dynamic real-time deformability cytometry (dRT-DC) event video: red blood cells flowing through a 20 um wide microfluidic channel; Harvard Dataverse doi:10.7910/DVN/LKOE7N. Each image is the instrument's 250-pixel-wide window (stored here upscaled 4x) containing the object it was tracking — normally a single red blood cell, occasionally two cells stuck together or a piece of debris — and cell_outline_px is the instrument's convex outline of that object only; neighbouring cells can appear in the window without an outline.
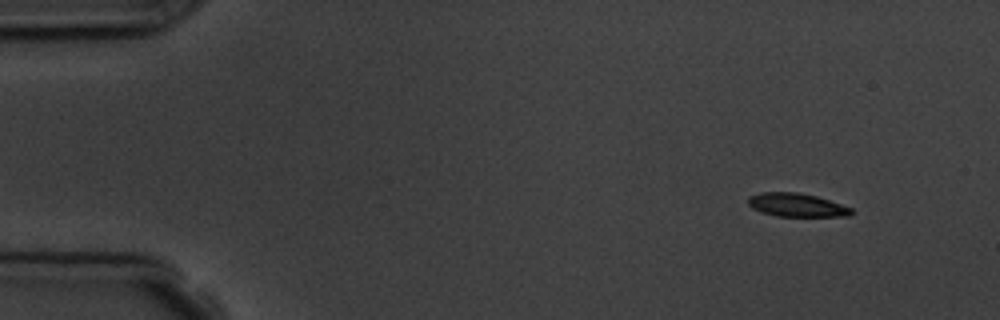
{"species": "common noctule bat (a hibernating species)", "species_latin": "Nyctalus noctula", "temperature_condition": "room temperature", "stored_images_in_passage": 10, "camera_frame_rate_fps": 3000, "um_per_image_px": 0.085, "animal": {"sex": "male", "body_mass_g": 19.5, "forearm_length_mm": 54.6}, "frame": {"image": 1, "passage_image": 1, "time_ms": 0.0, "image_size_px": [1000, 320], "cell_outline_px": [[852, 212], [848, 216], [776, 216], [760, 212], [752, 208], [748, 204], [748, 196], [760, 192], [800, 192], [816, 196], [852, 208]], "centroid_in_image_um": [67.66, 17.42], "position_along_channel_um": 17.3, "area_um2": 14.1}}
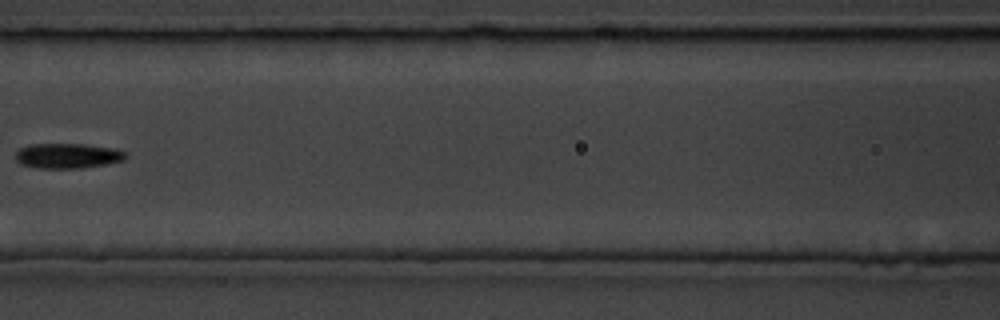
{"frame": {"image": 2, "passage_image": 6, "time_ms": 6.667, "image_size_px": [1000, 320], "cell_outline_px": [[128, 156], [124, 160], [104, 164], [80, 168], [36, 168], [20, 164], [16, 160], [16, 152], [20, 148], [32, 144], [80, 144], [116, 148], [124, 152]], "centroid_in_image_um": [5.73, 13.24], "position_along_channel_um": 160.9, "area_um2": 16.01}}
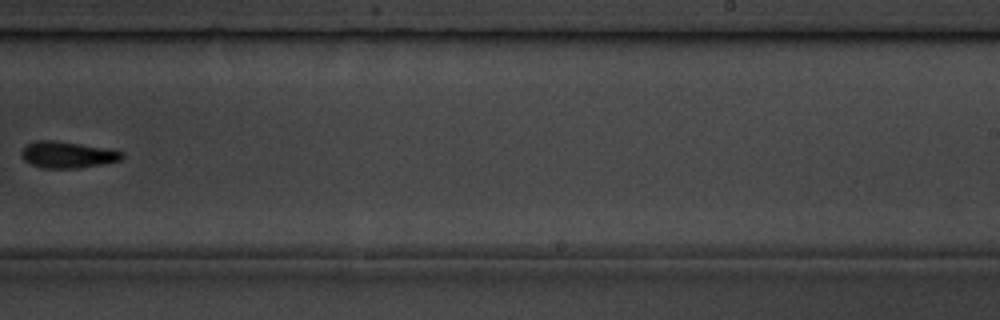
{"frame": {"image": 3, "passage_image": 9, "time_ms": 10.0, "image_size_px": [1000, 320], "cell_outline_px": [[124, 156], [120, 160], [80, 168], [40, 168], [24, 160], [20, 156], [20, 152], [28, 144], [36, 140], [52, 140], [80, 144], [124, 152]], "centroid_in_image_um": [5.69, 13.16], "position_along_channel_um": 283.3, "area_um2": 15.32}}